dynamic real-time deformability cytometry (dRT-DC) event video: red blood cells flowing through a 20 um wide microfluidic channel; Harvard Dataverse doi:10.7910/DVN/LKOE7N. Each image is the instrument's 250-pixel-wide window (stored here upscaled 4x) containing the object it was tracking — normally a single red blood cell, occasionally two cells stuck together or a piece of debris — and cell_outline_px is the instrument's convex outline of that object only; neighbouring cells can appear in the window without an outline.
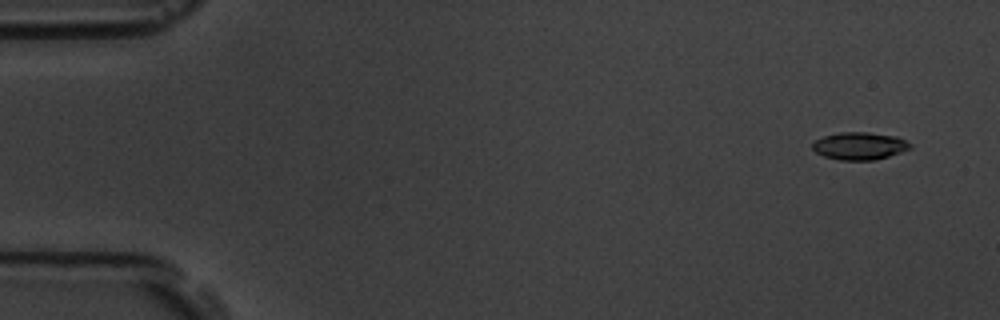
{"species": "common noctule bat (a hibernating species)", "species_latin": "Nyctalus noctula", "temperature_condition": "room temperature", "stored_images_in_passage": 6, "camera_frame_rate_fps": 3000, "um_per_image_px": 0.085, "animal": {"sex": "male", "body_mass_g": 19.5, "forearm_length_mm": 54.6}, "frame": {"image": 1, "passage_image": 1, "time_ms": 0.0, "image_size_px": [1000, 320], "cell_outline_px": [[912, 148], [876, 160], [840, 160], [824, 156], [816, 152], [812, 148], [812, 144], [816, 140], [824, 136], [840, 132], [868, 132], [896, 136], [912, 144]], "centroid_in_image_um": [73.07, 12.4], "position_along_channel_um": 11.9, "area_um2": 15.61}}
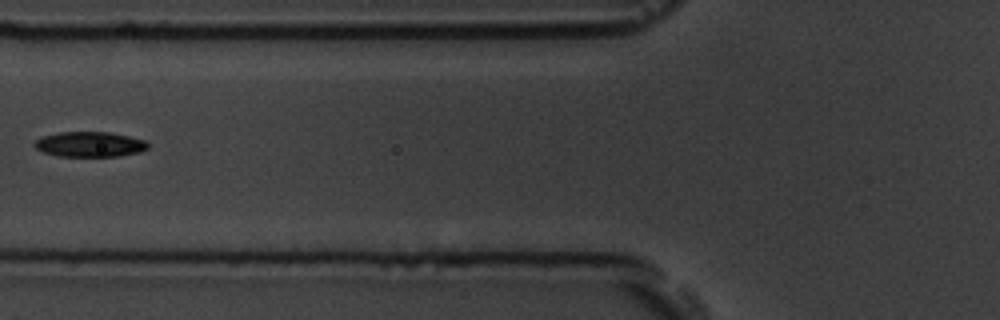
{"frame": {"image": 2, "passage_image": 5, "time_ms": 6.333, "image_size_px": [1000, 320], "cell_outline_px": [[148, 148], [140, 152], [120, 156], [56, 156], [44, 152], [36, 148], [32, 144], [36, 140], [44, 136], [60, 132], [108, 132], [128, 136], [144, 140], [148, 144]], "centroid_in_image_um": [7.62, 12.27], "position_along_channel_um": 118.2, "area_um2": 16.53}}
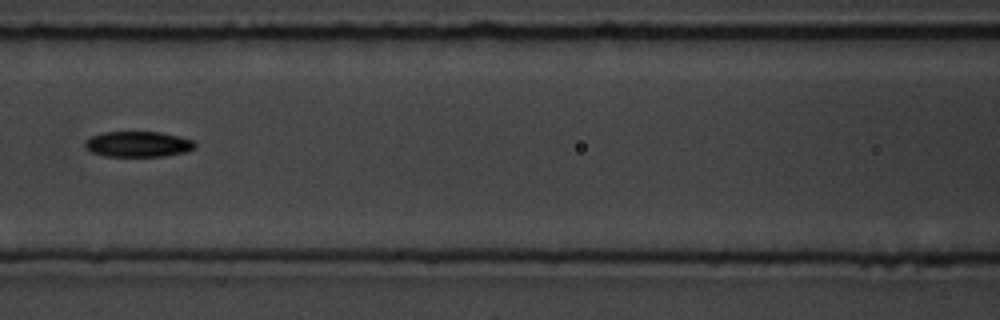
{"frame": {"image": 3, "passage_image": 6, "time_ms": 7.333, "image_size_px": [1000, 320], "cell_outline_px": [[196, 148], [184, 152], [164, 156], [104, 156], [92, 152], [84, 148], [84, 140], [92, 136], [104, 132], [160, 132], [192, 140], [196, 144]], "centroid_in_image_um": [11.7, 12.26], "position_along_channel_um": 154.9, "area_um2": 16.36}}